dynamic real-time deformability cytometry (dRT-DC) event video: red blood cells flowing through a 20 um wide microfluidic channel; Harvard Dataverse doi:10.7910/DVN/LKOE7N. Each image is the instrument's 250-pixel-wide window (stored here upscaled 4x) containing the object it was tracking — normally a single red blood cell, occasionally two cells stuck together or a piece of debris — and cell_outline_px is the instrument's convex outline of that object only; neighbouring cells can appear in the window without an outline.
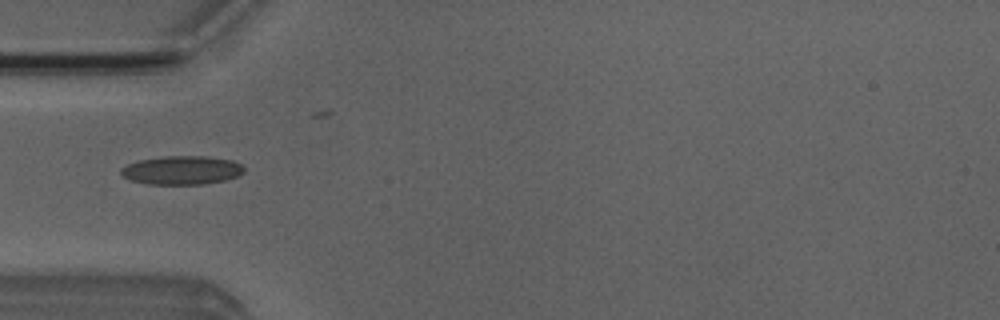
{"species": "Egyptian fruit bat (a non-hibernating species)", "species_latin": "Rousettus aegyptiacus", "temperature_condition": "room temperature", "stored_images_in_passage": 5, "camera_frame_rate_fps": 3000, "um_per_image_px": 0.085, "animal": {"sex": "male"}, "frame": {"image": 1, "passage_image": 4, "time_ms": 4.333, "image_size_px": [1000, 320], "cell_outline_px": [[244, 172], [236, 176], [224, 180], [204, 184], [148, 184], [128, 180], [120, 176], [120, 168], [128, 164], [140, 160], [164, 156], [208, 156], [232, 160], [240, 164], [244, 168]], "centroid_in_image_um": [15.41, 14.47], "position_along_channel_um": 69.6, "area_um2": 20.63}}